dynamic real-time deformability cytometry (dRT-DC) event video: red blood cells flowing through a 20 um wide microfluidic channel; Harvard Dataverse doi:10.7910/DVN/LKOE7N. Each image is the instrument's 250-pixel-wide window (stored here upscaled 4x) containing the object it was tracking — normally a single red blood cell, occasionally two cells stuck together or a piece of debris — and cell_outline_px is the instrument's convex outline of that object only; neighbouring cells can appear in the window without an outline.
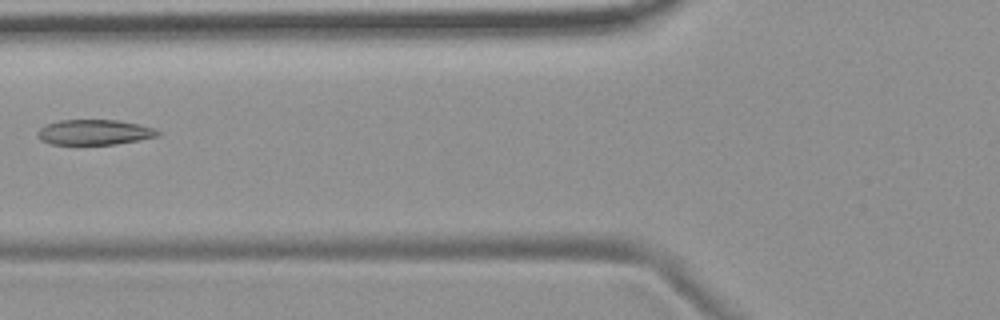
{"species": "common noctule bat (a hibernating species)", "species_latin": "Nyctalus noctula", "temperature_condition": "room temperature", "stored_images_in_passage": 7, "camera_frame_rate_fps": 3000, "um_per_image_px": 0.085, "animal": {"sex": "female", "body_mass_g": 19.9}, "frame": {"image": 1, "passage_image": 6, "time_ms": 6.0, "image_size_px": [1000, 320], "cell_outline_px": [[160, 136], [116, 144], [48, 144], [40, 140], [36, 136], [36, 132], [44, 124], [60, 120], [120, 120], [140, 124], [156, 128], [160, 132]], "centroid_in_image_um": [8.01, 11.23], "position_along_channel_um": 117.8, "area_um2": 17.98}}
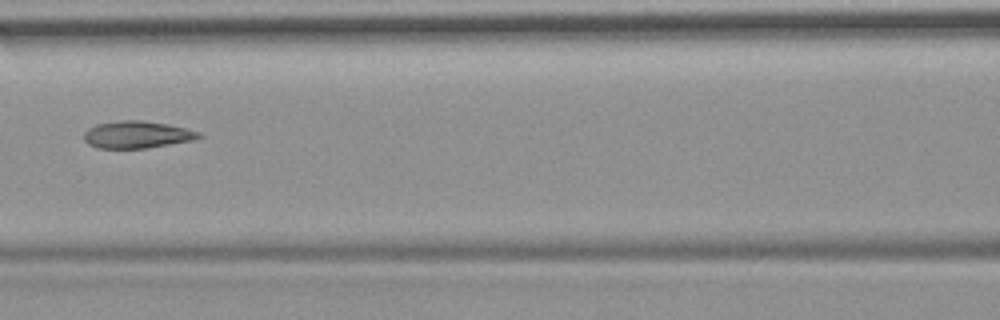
{"frame": {"image": 2, "passage_image": 7, "time_ms": 7.0, "image_size_px": [1000, 320], "cell_outline_px": [[204, 136], [192, 140], [148, 148], [96, 148], [88, 144], [84, 140], [84, 132], [88, 128], [96, 124], [120, 120], [144, 120], [168, 124], [200, 132]], "centroid_in_image_um": [11.62, 11.44], "position_along_channel_um": 155.0, "area_um2": 18.26}}